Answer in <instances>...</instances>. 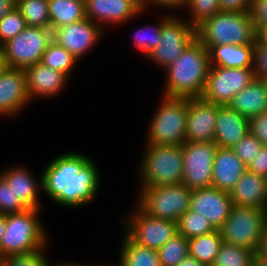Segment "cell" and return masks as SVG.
<instances>
[{"label":"cell","instance_id":"1","mask_svg":"<svg viewBox=\"0 0 267 266\" xmlns=\"http://www.w3.org/2000/svg\"><path fill=\"white\" fill-rule=\"evenodd\" d=\"M208 49L196 39L166 69L165 97H201L210 70Z\"/></svg>","mask_w":267,"mask_h":266},{"label":"cell","instance_id":"2","mask_svg":"<svg viewBox=\"0 0 267 266\" xmlns=\"http://www.w3.org/2000/svg\"><path fill=\"white\" fill-rule=\"evenodd\" d=\"M197 39L209 50L217 45H249L256 29L249 12L220 11L196 27Z\"/></svg>","mask_w":267,"mask_h":266},{"label":"cell","instance_id":"3","mask_svg":"<svg viewBox=\"0 0 267 266\" xmlns=\"http://www.w3.org/2000/svg\"><path fill=\"white\" fill-rule=\"evenodd\" d=\"M38 209L6 214V231L0 245V259L47 248V233Z\"/></svg>","mask_w":267,"mask_h":266},{"label":"cell","instance_id":"4","mask_svg":"<svg viewBox=\"0 0 267 266\" xmlns=\"http://www.w3.org/2000/svg\"><path fill=\"white\" fill-rule=\"evenodd\" d=\"M143 154L139 167L140 187L182 183V145L146 144Z\"/></svg>","mask_w":267,"mask_h":266},{"label":"cell","instance_id":"5","mask_svg":"<svg viewBox=\"0 0 267 266\" xmlns=\"http://www.w3.org/2000/svg\"><path fill=\"white\" fill-rule=\"evenodd\" d=\"M153 116L146 144L182 145L185 142L188 98L164 96Z\"/></svg>","mask_w":267,"mask_h":266},{"label":"cell","instance_id":"6","mask_svg":"<svg viewBox=\"0 0 267 266\" xmlns=\"http://www.w3.org/2000/svg\"><path fill=\"white\" fill-rule=\"evenodd\" d=\"M99 188L100 173L97 164L82 153L71 152V178L54 202L70 208L86 206L96 198Z\"/></svg>","mask_w":267,"mask_h":266},{"label":"cell","instance_id":"7","mask_svg":"<svg viewBox=\"0 0 267 266\" xmlns=\"http://www.w3.org/2000/svg\"><path fill=\"white\" fill-rule=\"evenodd\" d=\"M192 190L183 183L140 187L137 204L149 215L171 221L190 208Z\"/></svg>","mask_w":267,"mask_h":266},{"label":"cell","instance_id":"8","mask_svg":"<svg viewBox=\"0 0 267 266\" xmlns=\"http://www.w3.org/2000/svg\"><path fill=\"white\" fill-rule=\"evenodd\" d=\"M266 228V209L233 205L219 231L224 242L256 252Z\"/></svg>","mask_w":267,"mask_h":266},{"label":"cell","instance_id":"9","mask_svg":"<svg viewBox=\"0 0 267 266\" xmlns=\"http://www.w3.org/2000/svg\"><path fill=\"white\" fill-rule=\"evenodd\" d=\"M53 40L50 28L27 26L0 49L7 67L25 70L41 62L49 43Z\"/></svg>","mask_w":267,"mask_h":266},{"label":"cell","instance_id":"10","mask_svg":"<svg viewBox=\"0 0 267 266\" xmlns=\"http://www.w3.org/2000/svg\"><path fill=\"white\" fill-rule=\"evenodd\" d=\"M125 222V233L136 244L158 250L178 234L177 222L147 214L138 204Z\"/></svg>","mask_w":267,"mask_h":266},{"label":"cell","instance_id":"11","mask_svg":"<svg viewBox=\"0 0 267 266\" xmlns=\"http://www.w3.org/2000/svg\"><path fill=\"white\" fill-rule=\"evenodd\" d=\"M217 148L214 141L182 144V183L189 189L212 187V169Z\"/></svg>","mask_w":267,"mask_h":266},{"label":"cell","instance_id":"12","mask_svg":"<svg viewBox=\"0 0 267 266\" xmlns=\"http://www.w3.org/2000/svg\"><path fill=\"white\" fill-rule=\"evenodd\" d=\"M196 39V27L172 15L162 25L160 43L147 58L165 70Z\"/></svg>","mask_w":267,"mask_h":266},{"label":"cell","instance_id":"13","mask_svg":"<svg viewBox=\"0 0 267 266\" xmlns=\"http://www.w3.org/2000/svg\"><path fill=\"white\" fill-rule=\"evenodd\" d=\"M255 79L253 68L210 66L202 98L208 102L228 105L235 94Z\"/></svg>","mask_w":267,"mask_h":266},{"label":"cell","instance_id":"14","mask_svg":"<svg viewBox=\"0 0 267 266\" xmlns=\"http://www.w3.org/2000/svg\"><path fill=\"white\" fill-rule=\"evenodd\" d=\"M103 27L92 20L71 23L53 31V40L80 60L101 39Z\"/></svg>","mask_w":267,"mask_h":266},{"label":"cell","instance_id":"15","mask_svg":"<svg viewBox=\"0 0 267 266\" xmlns=\"http://www.w3.org/2000/svg\"><path fill=\"white\" fill-rule=\"evenodd\" d=\"M217 104L202 97L188 98L185 142L214 141Z\"/></svg>","mask_w":267,"mask_h":266},{"label":"cell","instance_id":"16","mask_svg":"<svg viewBox=\"0 0 267 266\" xmlns=\"http://www.w3.org/2000/svg\"><path fill=\"white\" fill-rule=\"evenodd\" d=\"M232 206L229 192L211 187L192 190L189 209L203 215L219 230L229 217Z\"/></svg>","mask_w":267,"mask_h":266},{"label":"cell","instance_id":"17","mask_svg":"<svg viewBox=\"0 0 267 266\" xmlns=\"http://www.w3.org/2000/svg\"><path fill=\"white\" fill-rule=\"evenodd\" d=\"M30 101L25 70L7 67L0 75V115L14 117Z\"/></svg>","mask_w":267,"mask_h":266},{"label":"cell","instance_id":"18","mask_svg":"<svg viewBox=\"0 0 267 266\" xmlns=\"http://www.w3.org/2000/svg\"><path fill=\"white\" fill-rule=\"evenodd\" d=\"M85 8L86 17L101 27L126 23L143 13L131 0H85Z\"/></svg>","mask_w":267,"mask_h":266},{"label":"cell","instance_id":"19","mask_svg":"<svg viewBox=\"0 0 267 266\" xmlns=\"http://www.w3.org/2000/svg\"><path fill=\"white\" fill-rule=\"evenodd\" d=\"M27 79V90L31 98L36 97H54L57 96L68 82V77L56 71L43 63L38 62L35 65L25 69Z\"/></svg>","mask_w":267,"mask_h":266},{"label":"cell","instance_id":"20","mask_svg":"<svg viewBox=\"0 0 267 266\" xmlns=\"http://www.w3.org/2000/svg\"><path fill=\"white\" fill-rule=\"evenodd\" d=\"M249 132V118L228 105H217L214 142L221 148H231Z\"/></svg>","mask_w":267,"mask_h":266},{"label":"cell","instance_id":"21","mask_svg":"<svg viewBox=\"0 0 267 266\" xmlns=\"http://www.w3.org/2000/svg\"><path fill=\"white\" fill-rule=\"evenodd\" d=\"M247 170V166L231 148L218 147L212 169V187L229 192Z\"/></svg>","mask_w":267,"mask_h":266},{"label":"cell","instance_id":"22","mask_svg":"<svg viewBox=\"0 0 267 266\" xmlns=\"http://www.w3.org/2000/svg\"><path fill=\"white\" fill-rule=\"evenodd\" d=\"M229 194L232 205L267 210V178L248 169Z\"/></svg>","mask_w":267,"mask_h":266},{"label":"cell","instance_id":"23","mask_svg":"<svg viewBox=\"0 0 267 266\" xmlns=\"http://www.w3.org/2000/svg\"><path fill=\"white\" fill-rule=\"evenodd\" d=\"M0 175L8 182L10 188L28 209L40 210L39 192L43 190L42 175L39 182L27 169L15 166L0 171Z\"/></svg>","mask_w":267,"mask_h":266},{"label":"cell","instance_id":"24","mask_svg":"<svg viewBox=\"0 0 267 266\" xmlns=\"http://www.w3.org/2000/svg\"><path fill=\"white\" fill-rule=\"evenodd\" d=\"M228 106L249 119L264 112L267 110V81L255 78L233 96Z\"/></svg>","mask_w":267,"mask_h":266},{"label":"cell","instance_id":"25","mask_svg":"<svg viewBox=\"0 0 267 266\" xmlns=\"http://www.w3.org/2000/svg\"><path fill=\"white\" fill-rule=\"evenodd\" d=\"M211 66L225 68H252L254 44L249 45H217L209 50Z\"/></svg>","mask_w":267,"mask_h":266},{"label":"cell","instance_id":"26","mask_svg":"<svg viewBox=\"0 0 267 266\" xmlns=\"http://www.w3.org/2000/svg\"><path fill=\"white\" fill-rule=\"evenodd\" d=\"M71 178V152L53 159L42 173L43 192L54 201Z\"/></svg>","mask_w":267,"mask_h":266},{"label":"cell","instance_id":"27","mask_svg":"<svg viewBox=\"0 0 267 266\" xmlns=\"http://www.w3.org/2000/svg\"><path fill=\"white\" fill-rule=\"evenodd\" d=\"M48 3L52 31L87 18L85 0H48Z\"/></svg>","mask_w":267,"mask_h":266},{"label":"cell","instance_id":"28","mask_svg":"<svg viewBox=\"0 0 267 266\" xmlns=\"http://www.w3.org/2000/svg\"><path fill=\"white\" fill-rule=\"evenodd\" d=\"M122 239L119 266H161L156 249L140 246L126 234Z\"/></svg>","mask_w":267,"mask_h":266},{"label":"cell","instance_id":"29","mask_svg":"<svg viewBox=\"0 0 267 266\" xmlns=\"http://www.w3.org/2000/svg\"><path fill=\"white\" fill-rule=\"evenodd\" d=\"M222 242L223 239L219 230L190 238L188 239L189 255L205 266H211Z\"/></svg>","mask_w":267,"mask_h":266},{"label":"cell","instance_id":"30","mask_svg":"<svg viewBox=\"0 0 267 266\" xmlns=\"http://www.w3.org/2000/svg\"><path fill=\"white\" fill-rule=\"evenodd\" d=\"M16 8L27 26L50 28L48 0H16Z\"/></svg>","mask_w":267,"mask_h":266},{"label":"cell","instance_id":"31","mask_svg":"<svg viewBox=\"0 0 267 266\" xmlns=\"http://www.w3.org/2000/svg\"><path fill=\"white\" fill-rule=\"evenodd\" d=\"M78 61L64 47L52 40L43 54L41 63L65 74L69 78L72 68L74 70V66Z\"/></svg>","mask_w":267,"mask_h":266},{"label":"cell","instance_id":"32","mask_svg":"<svg viewBox=\"0 0 267 266\" xmlns=\"http://www.w3.org/2000/svg\"><path fill=\"white\" fill-rule=\"evenodd\" d=\"M254 258L250 249L223 241L211 266H251Z\"/></svg>","mask_w":267,"mask_h":266},{"label":"cell","instance_id":"33","mask_svg":"<svg viewBox=\"0 0 267 266\" xmlns=\"http://www.w3.org/2000/svg\"><path fill=\"white\" fill-rule=\"evenodd\" d=\"M177 228L178 233L183 235L186 239L216 231L207 218L190 209L178 219Z\"/></svg>","mask_w":267,"mask_h":266},{"label":"cell","instance_id":"34","mask_svg":"<svg viewBox=\"0 0 267 266\" xmlns=\"http://www.w3.org/2000/svg\"><path fill=\"white\" fill-rule=\"evenodd\" d=\"M161 266H177L189 255L188 239L177 234L157 250Z\"/></svg>","mask_w":267,"mask_h":266},{"label":"cell","instance_id":"35","mask_svg":"<svg viewBox=\"0 0 267 266\" xmlns=\"http://www.w3.org/2000/svg\"><path fill=\"white\" fill-rule=\"evenodd\" d=\"M172 16H164L160 22L153 26H144L141 27L138 31L135 32L134 35V43L135 46L142 50L146 57L148 54L154 50L157 45L160 43L161 40V32H162V25ZM149 30V32H148ZM151 30V31H150ZM151 32V33H150ZM150 33V34H149Z\"/></svg>","mask_w":267,"mask_h":266},{"label":"cell","instance_id":"36","mask_svg":"<svg viewBox=\"0 0 267 266\" xmlns=\"http://www.w3.org/2000/svg\"><path fill=\"white\" fill-rule=\"evenodd\" d=\"M186 7L191 16L187 22L195 27L215 13L221 11L219 0H188Z\"/></svg>","mask_w":267,"mask_h":266},{"label":"cell","instance_id":"37","mask_svg":"<svg viewBox=\"0 0 267 266\" xmlns=\"http://www.w3.org/2000/svg\"><path fill=\"white\" fill-rule=\"evenodd\" d=\"M27 27L21 12L15 7L0 20V47Z\"/></svg>","mask_w":267,"mask_h":266},{"label":"cell","instance_id":"38","mask_svg":"<svg viewBox=\"0 0 267 266\" xmlns=\"http://www.w3.org/2000/svg\"><path fill=\"white\" fill-rule=\"evenodd\" d=\"M45 248L24 255H12L0 259V266H52L49 262Z\"/></svg>","mask_w":267,"mask_h":266},{"label":"cell","instance_id":"39","mask_svg":"<svg viewBox=\"0 0 267 266\" xmlns=\"http://www.w3.org/2000/svg\"><path fill=\"white\" fill-rule=\"evenodd\" d=\"M27 209L28 208L16 198L8 182L0 175V214L18 213Z\"/></svg>","mask_w":267,"mask_h":266},{"label":"cell","instance_id":"40","mask_svg":"<svg viewBox=\"0 0 267 266\" xmlns=\"http://www.w3.org/2000/svg\"><path fill=\"white\" fill-rule=\"evenodd\" d=\"M263 145L261 142L250 132H248L237 144L231 149L241 159V161L248 166L257 153H259Z\"/></svg>","mask_w":267,"mask_h":266},{"label":"cell","instance_id":"41","mask_svg":"<svg viewBox=\"0 0 267 266\" xmlns=\"http://www.w3.org/2000/svg\"><path fill=\"white\" fill-rule=\"evenodd\" d=\"M252 68L255 78L267 81V45L257 39L254 43Z\"/></svg>","mask_w":267,"mask_h":266},{"label":"cell","instance_id":"42","mask_svg":"<svg viewBox=\"0 0 267 266\" xmlns=\"http://www.w3.org/2000/svg\"><path fill=\"white\" fill-rule=\"evenodd\" d=\"M249 132L253 134L262 145H267V110L249 119Z\"/></svg>","mask_w":267,"mask_h":266},{"label":"cell","instance_id":"43","mask_svg":"<svg viewBox=\"0 0 267 266\" xmlns=\"http://www.w3.org/2000/svg\"><path fill=\"white\" fill-rule=\"evenodd\" d=\"M249 13L256 30L260 26H267V0H252Z\"/></svg>","mask_w":267,"mask_h":266},{"label":"cell","instance_id":"44","mask_svg":"<svg viewBox=\"0 0 267 266\" xmlns=\"http://www.w3.org/2000/svg\"><path fill=\"white\" fill-rule=\"evenodd\" d=\"M247 169L267 178V145L261 147L255 159L247 166Z\"/></svg>","mask_w":267,"mask_h":266},{"label":"cell","instance_id":"45","mask_svg":"<svg viewBox=\"0 0 267 266\" xmlns=\"http://www.w3.org/2000/svg\"><path fill=\"white\" fill-rule=\"evenodd\" d=\"M252 0H219L221 11L250 12Z\"/></svg>","mask_w":267,"mask_h":266},{"label":"cell","instance_id":"46","mask_svg":"<svg viewBox=\"0 0 267 266\" xmlns=\"http://www.w3.org/2000/svg\"><path fill=\"white\" fill-rule=\"evenodd\" d=\"M188 0H147L146 8L148 5L153 4V5H159V7H164L167 9H180L182 8L185 9L186 3Z\"/></svg>","mask_w":267,"mask_h":266},{"label":"cell","instance_id":"47","mask_svg":"<svg viewBox=\"0 0 267 266\" xmlns=\"http://www.w3.org/2000/svg\"><path fill=\"white\" fill-rule=\"evenodd\" d=\"M255 258L267 262V228L260 239V243L255 252Z\"/></svg>","mask_w":267,"mask_h":266},{"label":"cell","instance_id":"48","mask_svg":"<svg viewBox=\"0 0 267 266\" xmlns=\"http://www.w3.org/2000/svg\"><path fill=\"white\" fill-rule=\"evenodd\" d=\"M16 7V0H0V20Z\"/></svg>","mask_w":267,"mask_h":266},{"label":"cell","instance_id":"49","mask_svg":"<svg viewBox=\"0 0 267 266\" xmlns=\"http://www.w3.org/2000/svg\"><path fill=\"white\" fill-rule=\"evenodd\" d=\"M256 39L260 43H264V44L267 45V26H260L256 30Z\"/></svg>","mask_w":267,"mask_h":266},{"label":"cell","instance_id":"50","mask_svg":"<svg viewBox=\"0 0 267 266\" xmlns=\"http://www.w3.org/2000/svg\"><path fill=\"white\" fill-rule=\"evenodd\" d=\"M177 266H205V265L198 262L194 257L188 255Z\"/></svg>","mask_w":267,"mask_h":266},{"label":"cell","instance_id":"51","mask_svg":"<svg viewBox=\"0 0 267 266\" xmlns=\"http://www.w3.org/2000/svg\"><path fill=\"white\" fill-rule=\"evenodd\" d=\"M6 231V214H0V245Z\"/></svg>","mask_w":267,"mask_h":266},{"label":"cell","instance_id":"52","mask_svg":"<svg viewBox=\"0 0 267 266\" xmlns=\"http://www.w3.org/2000/svg\"><path fill=\"white\" fill-rule=\"evenodd\" d=\"M135 3L142 11H145L147 0H131Z\"/></svg>","mask_w":267,"mask_h":266},{"label":"cell","instance_id":"53","mask_svg":"<svg viewBox=\"0 0 267 266\" xmlns=\"http://www.w3.org/2000/svg\"><path fill=\"white\" fill-rule=\"evenodd\" d=\"M7 68L5 59L3 57L2 51L0 49V75L3 73V71Z\"/></svg>","mask_w":267,"mask_h":266},{"label":"cell","instance_id":"54","mask_svg":"<svg viewBox=\"0 0 267 266\" xmlns=\"http://www.w3.org/2000/svg\"><path fill=\"white\" fill-rule=\"evenodd\" d=\"M53 266H55V265H53ZM56 266H88V265H82V264H76V263H71V262H61V263H58V264H56Z\"/></svg>","mask_w":267,"mask_h":266},{"label":"cell","instance_id":"55","mask_svg":"<svg viewBox=\"0 0 267 266\" xmlns=\"http://www.w3.org/2000/svg\"><path fill=\"white\" fill-rule=\"evenodd\" d=\"M251 266H267V262L254 258Z\"/></svg>","mask_w":267,"mask_h":266},{"label":"cell","instance_id":"56","mask_svg":"<svg viewBox=\"0 0 267 266\" xmlns=\"http://www.w3.org/2000/svg\"><path fill=\"white\" fill-rule=\"evenodd\" d=\"M88 266H90V265H88ZM93 266H115V265H112V264L111 265L110 264H103L102 263L100 265H93ZM116 266H119V265H116Z\"/></svg>","mask_w":267,"mask_h":266}]
</instances>
